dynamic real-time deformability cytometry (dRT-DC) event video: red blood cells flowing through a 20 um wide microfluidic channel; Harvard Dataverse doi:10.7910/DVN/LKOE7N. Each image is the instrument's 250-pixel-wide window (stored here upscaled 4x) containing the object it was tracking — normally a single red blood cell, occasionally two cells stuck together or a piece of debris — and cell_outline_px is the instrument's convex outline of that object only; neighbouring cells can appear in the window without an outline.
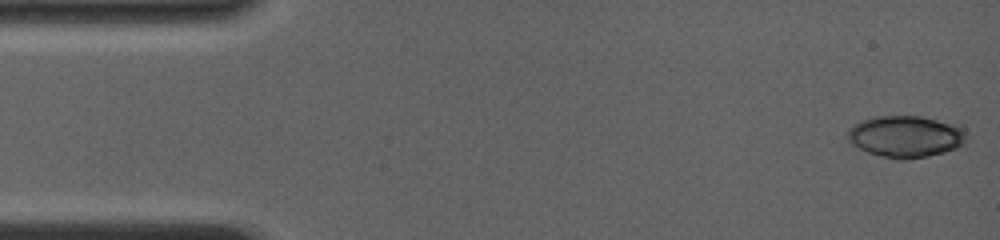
{"species": "common noctule bat (a hibernating species)", "species_latin": "Nyctalus noctula", "temperature_condition": "room temperature", "stored_images_in_passage": 7, "camera_frame_rate_fps": 4000, "um_per_image_px": 0.085, "animal": {"sex": "female", "body_mass_g": 19.0, "forearm_length_mm": 56.7}, "frame": {"image": 1, "passage_image": 1, "time_ms": 0.0, "image_size_px": [1000, 240], "cell_outline_px": [[968, 136], [964, 144], [956, 148], [944, 152], [928, 156], [904, 160], [896, 160], [868, 152], [852, 144], [848, 140], [848, 132], [860, 120], [876, 116], [920, 116], [960, 124], [964, 128]], "centroid_in_image_um": [77.05, 11.6], "position_along_channel_um": 7.9, "area_um2": 29.13}}
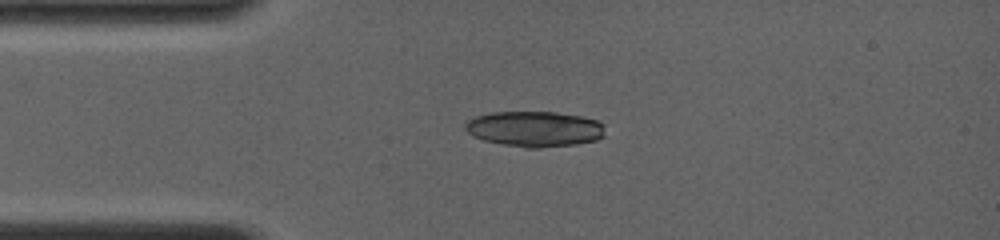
{"frame": {"image": 2, "passage_image": 6, "time_ms": 3.25, "image_size_px": [1000, 240], "cell_outline_px": [[604, 136], [596, 140], [576, 144], [540, 148], [524, 148], [484, 140], [472, 136], [464, 128], [464, 124], [468, 120], [476, 116], [488, 112], [556, 112], [580, 116], [596, 120], [604, 124]], "centroid_in_image_um": [45.43, 10.96], "position_along_channel_um": 39.6, "area_um2": 29.07}}